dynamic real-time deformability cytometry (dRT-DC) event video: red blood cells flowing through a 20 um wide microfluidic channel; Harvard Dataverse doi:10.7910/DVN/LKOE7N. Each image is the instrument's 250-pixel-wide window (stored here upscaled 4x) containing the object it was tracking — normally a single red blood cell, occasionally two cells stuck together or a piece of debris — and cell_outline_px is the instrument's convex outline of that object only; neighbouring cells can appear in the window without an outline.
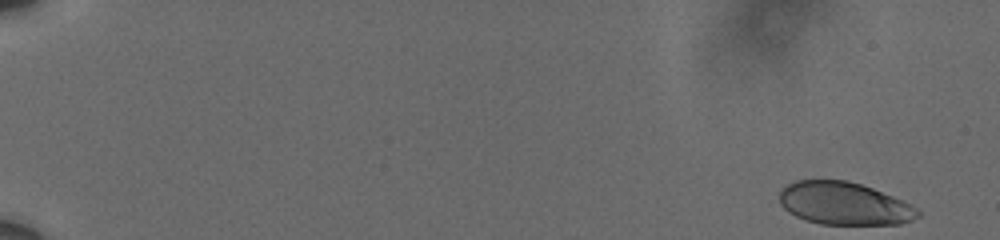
{"species": "human", "species_latin": "Homo sapiens", "temperature_condition": "cold", "stored_images_in_passage": 58, "camera_frame_rate_fps": 3000, "um_per_image_px": 0.085, "donor": {"sex": "male"}, "frame": {"image": 1, "passage_image": 1, "time_ms": 0.0, "image_size_px": [1000, 240], "cell_outline_px": [[920, 216], [912, 220], [900, 224], [820, 224], [804, 220], [788, 212], [780, 204], [780, 188], [796, 180], [848, 180], [872, 188], [904, 200], [916, 208], [920, 212]], "centroid_in_image_um": [71.74, 17.3], "position_along_channel_um": 13.3, "area_um2": 34.56}}
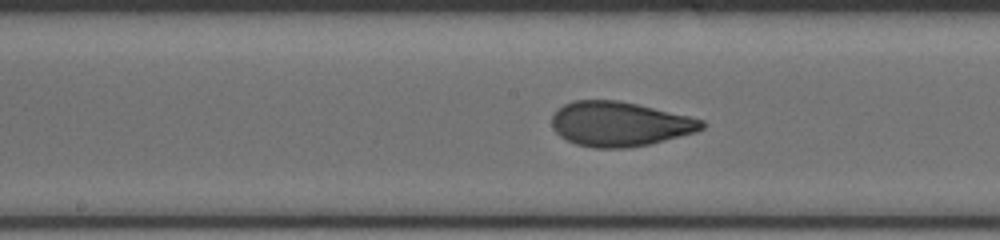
{"frame": {"image": 2, "passage_image": 32, "time_ms": 10.333, "image_size_px": [1000, 240], "cell_outline_px": [[708, 124], [704, 128], [696, 132], [652, 144], [628, 148], [596, 148], [576, 144], [560, 136], [552, 128], [552, 116], [564, 104], [572, 100], [616, 100], [636, 104], [688, 116], [704, 120]], "centroid_in_image_um": [52.69, 10.55], "position_along_channel_um": 195.5, "area_um2": 39.02}}
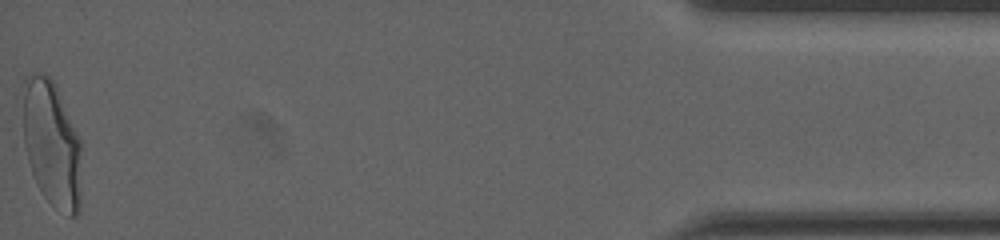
{"frame": {"image": 3, "passage_image": 58, "time_ms": 19.0, "image_size_px": [1000, 240], "cell_outline_px": [[80, 212], [76, 216], [68, 216], [52, 204], [44, 196], [36, 184], [28, 160], [24, 144], [24, 76], [32, 72], [44, 72], [56, 84], [80, 140]], "centroid_in_image_um": [4.4, 12.21], "position_along_channel_um": 430.8, "area_um2": 43.12}, "authors_computed_cell_mechanics": {"area_um2": 38.3503, "velocity_mm_per_s": 3.6046, "shape_relaxation_time_tau1_ms": 5.7453, "shape_relaxation_time_tau2_ms": null, "deformation_change_tau1": 0.2165, "deformation_change_tau2": null}}